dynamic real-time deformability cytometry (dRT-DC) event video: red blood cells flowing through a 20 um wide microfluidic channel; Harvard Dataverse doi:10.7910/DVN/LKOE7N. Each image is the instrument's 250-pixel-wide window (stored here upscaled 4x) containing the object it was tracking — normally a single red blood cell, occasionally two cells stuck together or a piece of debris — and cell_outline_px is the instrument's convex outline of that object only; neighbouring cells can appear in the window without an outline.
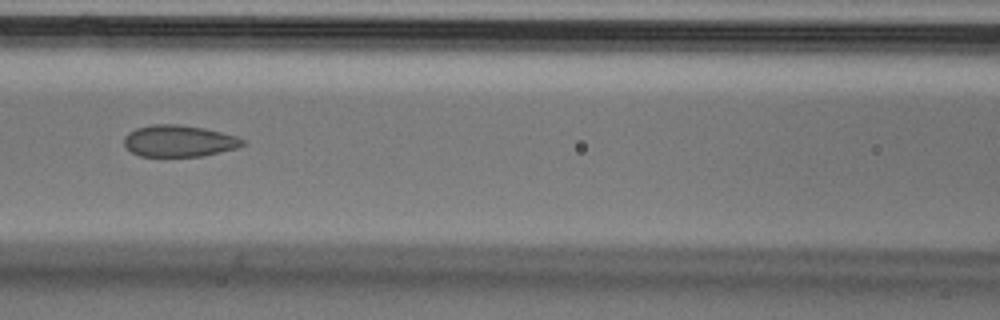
{"species": "Egyptian fruit bat (a non-hibernating species)", "species_latin": "Rousettus aegyptiacus", "temperature_condition": "cold", "stored_images_in_passage": 7, "camera_frame_rate_fps": 3000, "um_per_image_px": 0.085, "animal": {"sex": "male"}, "frame": {"image": 1, "passage_image": 6, "time_ms": 1.667, "image_size_px": [1000, 320], "cell_outline_px": [[244, 144], [236, 148], [204, 156], [140, 156], [132, 152], [124, 144], [124, 136], [128, 132], [136, 128], [152, 124], [176, 124], [204, 128], [236, 136], [244, 140]], "centroid_in_image_um": [15.19, 11.98], "position_along_channel_um": 151.4, "area_um2": 21.73}}
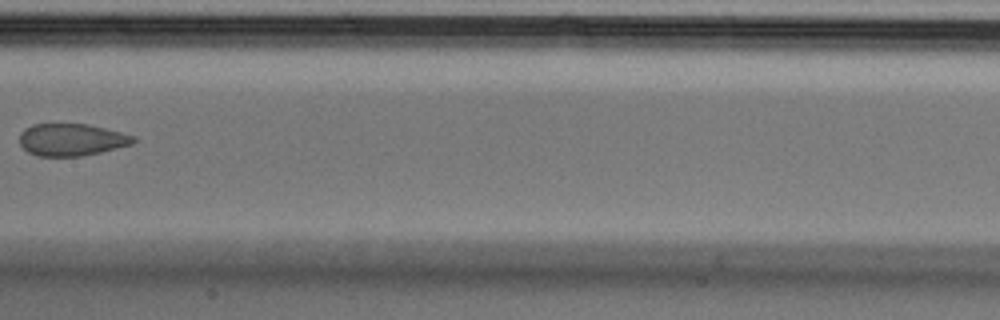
{"frame": {"image": 2, "passage_image": 7, "time_ms": 2.0, "image_size_px": [1000, 320], "cell_outline_px": [[136, 140], [132, 144], [100, 152], [80, 156], [36, 156], [28, 152], [20, 144], [20, 132], [24, 128], [32, 124], [88, 124], [136, 136]], "centroid_in_image_um": [6.06, 11.87], "position_along_channel_um": 201.3, "area_um2": 21.33}}